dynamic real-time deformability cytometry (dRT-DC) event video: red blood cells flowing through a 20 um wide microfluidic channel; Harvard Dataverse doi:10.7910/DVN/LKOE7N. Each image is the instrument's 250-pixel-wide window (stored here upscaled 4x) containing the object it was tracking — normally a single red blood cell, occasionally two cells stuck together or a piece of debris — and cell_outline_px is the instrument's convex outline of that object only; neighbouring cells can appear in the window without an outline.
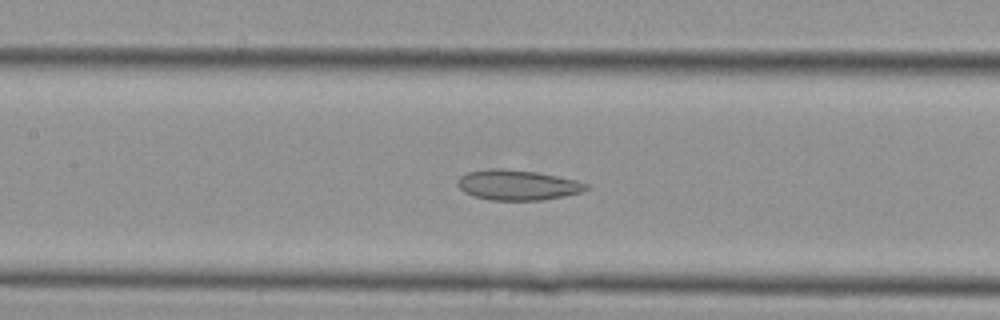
{"species": "Egyptian fruit bat (a non-hibernating species)", "species_latin": "Rousettus aegyptiacus", "temperature_condition": "cold", "stored_images_in_passage": 30, "camera_frame_rate_fps": 3000, "um_per_image_px": 0.085, "animal": {"sex": "female"}, "frame": {"image": 1, "passage_image": 13, "time_ms": 4.0, "image_size_px": [1000, 320], "cell_outline_px": [[588, 188], [584, 192], [564, 196], [540, 200], [492, 200], [472, 196], [464, 192], [456, 184], [456, 180], [460, 176], [468, 172], [488, 168], [504, 168], [536, 172], [576, 180], [588, 184]], "centroid_in_image_um": [43.96, 15.72], "position_along_channel_um": 163.4, "area_um2": 22.77}}